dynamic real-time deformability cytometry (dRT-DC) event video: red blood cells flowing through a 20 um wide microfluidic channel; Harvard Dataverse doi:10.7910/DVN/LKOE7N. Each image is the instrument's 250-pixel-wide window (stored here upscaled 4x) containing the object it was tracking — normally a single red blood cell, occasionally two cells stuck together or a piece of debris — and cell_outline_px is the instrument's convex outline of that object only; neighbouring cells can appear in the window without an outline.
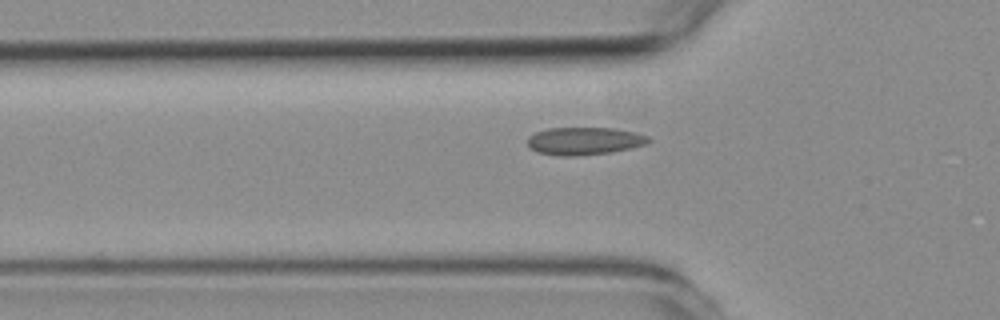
{"species": "common noctule bat (a hibernating species)", "species_latin": "Nyctalus noctula", "temperature_condition": "room temperature", "stored_images_in_passage": 40, "camera_frame_rate_fps": 3000, "um_per_image_px": 0.085, "animal": {"sex": "female", "body_mass_g": 19.3, "forearm_length_mm": 54.1}, "frame": {"image": 1, "passage_image": 7, "time_ms": 2.0, "image_size_px": [1000, 320], "cell_outline_px": [[652, 140], [648, 144], [632, 148], [612, 152], [576, 156], [560, 156], [536, 152], [528, 148], [528, 136], [536, 132], [548, 128], [616, 128], [648, 136]], "centroid_in_image_um": [49.66, 11.99], "position_along_channel_um": 76.1, "area_um2": 19.71}}
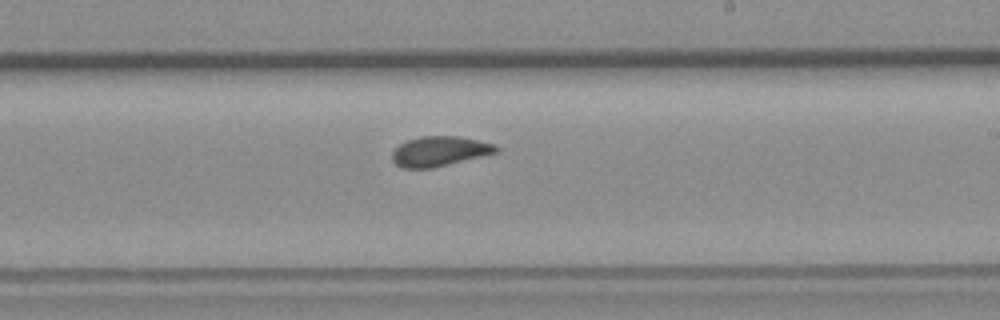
{"frame": {"image": 2, "passage_image": 21, "time_ms": 6.667, "image_size_px": [1000, 320], "cell_outline_px": [[500, 148], [496, 152], [432, 168], [404, 168], [396, 164], [392, 160], [392, 152], [400, 144], [408, 140], [420, 136], [460, 136], [496, 144]], "centroid_in_image_um": [37.35, 12.84], "position_along_channel_um": 251.6, "area_um2": 17.92}}
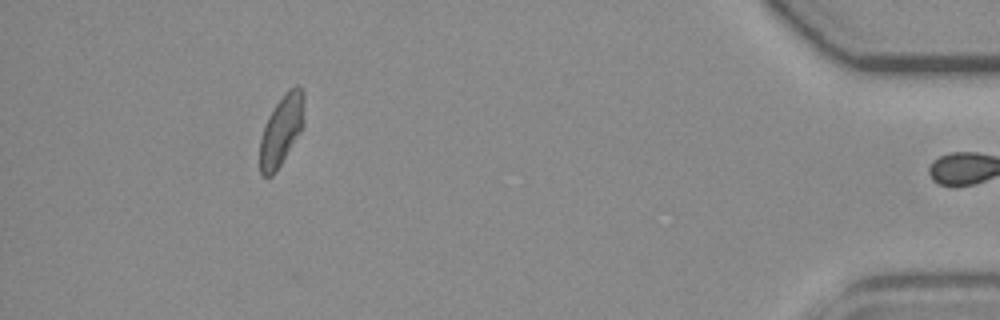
{"frame": {"image": 3, "passage_image": 39, "time_ms": 12.667, "image_size_px": [1000, 320], "cell_outline_px": [[304, 124], [300, 132], [276, 172], [272, 176], [264, 176], [260, 172], [260, 140], [268, 116], [276, 104], [296, 84], [300, 84], [304, 92]], "centroid_in_image_um": [23.94, 11.07], "position_along_channel_um": 411.3, "area_um2": 17.98}}